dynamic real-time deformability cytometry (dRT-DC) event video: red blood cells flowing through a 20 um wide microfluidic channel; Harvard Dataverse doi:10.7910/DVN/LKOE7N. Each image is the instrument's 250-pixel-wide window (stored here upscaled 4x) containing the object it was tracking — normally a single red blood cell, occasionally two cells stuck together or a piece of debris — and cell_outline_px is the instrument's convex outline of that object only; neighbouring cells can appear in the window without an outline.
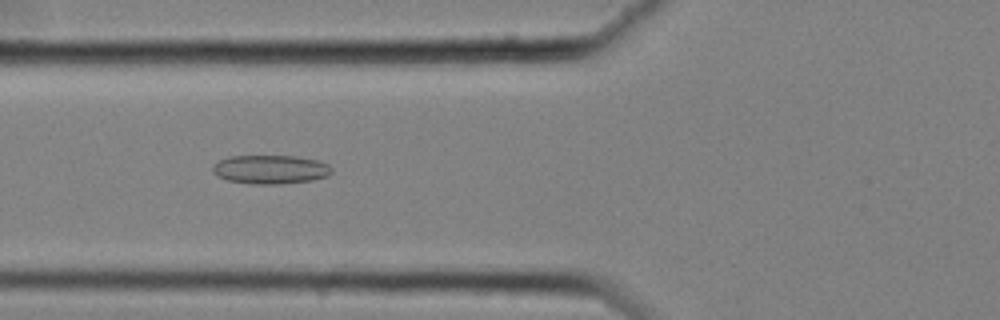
{"species": "common noctule bat (a hibernating species)", "species_latin": "Nyctalus noctula", "temperature_condition": "cold", "stored_images_in_passage": 43, "camera_frame_rate_fps": 3000, "um_per_image_px": 0.085, "animal": {"sex": "female", "body_mass_g": 25.1}, "frame": {"image": 1, "passage_image": 8, "time_ms": 2.333, "image_size_px": [1000, 320], "cell_outline_px": [[332, 172], [328, 176], [312, 180], [280, 184], [252, 184], [228, 180], [212, 172], [212, 168], [220, 160], [228, 156], [296, 156], [316, 160], [328, 164], [332, 168]], "centroid_in_image_um": [23.02, 14.4], "position_along_channel_um": 102.8, "area_um2": 19.88}}
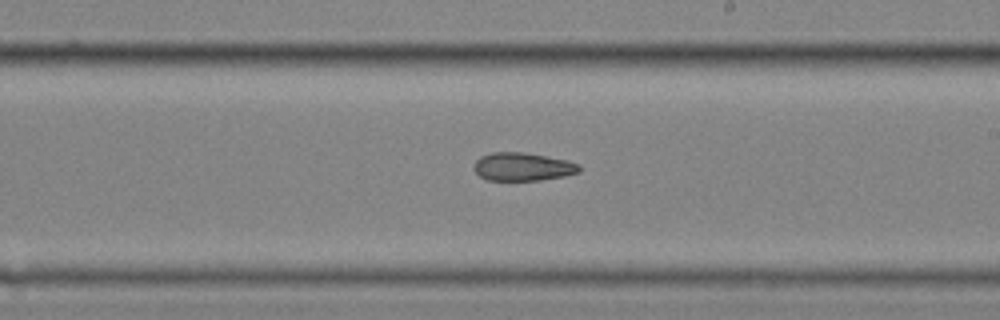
{"frame": {"image": 2, "passage_image": 20, "time_ms": 6.333, "image_size_px": [1000, 320], "cell_outline_px": [[580, 172], [564, 176], [540, 180], [488, 180], [480, 176], [472, 168], [476, 160], [480, 156], [492, 152], [524, 152], [568, 160], [580, 164]], "centroid_in_image_um": [44.43, 14.16], "position_along_channel_um": 244.6, "area_um2": 17.4}}
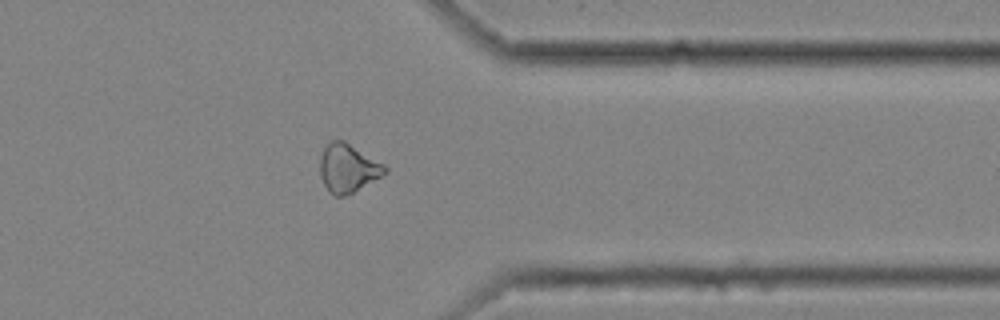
{"frame": {"image": 3, "passage_image": 32, "time_ms": 10.333, "image_size_px": [1000, 320], "cell_outline_px": [[388, 172], [352, 192], [344, 196], [336, 196], [328, 192], [320, 176], [320, 156], [324, 148], [332, 140], [344, 140], [384, 164], [388, 168]], "centroid_in_image_um": [29.56, 14.29], "position_along_channel_um": 381.8, "area_um2": 18.15}, "authors_computed_cell_mechanics": {"area_um2": 17.918, "velocity_mm_per_s": 3.5392, "shape_relaxation_time_tau1_ms": null, "shape_relaxation_time_tau2_ms": 6.8578, "deformation_change_tau1": null, "deformation_change_tau2": 0.1425}}